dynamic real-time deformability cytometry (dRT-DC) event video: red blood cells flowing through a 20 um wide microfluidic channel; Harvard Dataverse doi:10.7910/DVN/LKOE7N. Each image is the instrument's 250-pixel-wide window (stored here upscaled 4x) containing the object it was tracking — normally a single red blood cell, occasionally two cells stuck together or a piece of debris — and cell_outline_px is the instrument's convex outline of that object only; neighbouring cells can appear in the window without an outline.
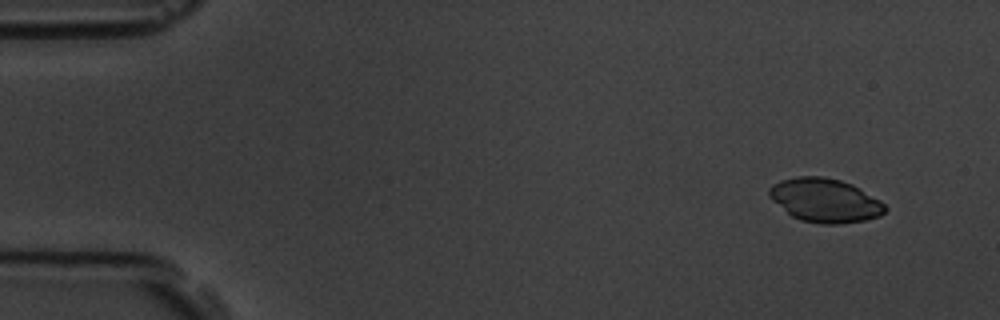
{"species": "common noctule bat (a hibernating species)", "species_latin": "Nyctalus noctula", "temperature_condition": "room temperature", "stored_images_in_passage": 9, "camera_frame_rate_fps": 3000, "um_per_image_px": 0.085, "animal": {"sex": "male", "body_mass_g": 19.5, "forearm_length_mm": 54.6}, "frame": {"image": 1, "passage_image": 1, "time_ms": 0.0, "image_size_px": [1000, 320], "cell_outline_px": [[888, 208], [880, 216], [864, 220], [840, 224], [820, 224], [800, 220], [792, 216], [772, 200], [768, 196], [768, 188], [772, 184], [780, 180], [796, 176], [824, 176], [840, 180], [852, 184], [860, 188], [880, 200]], "centroid_in_image_um": [70.11, 17.02], "position_along_channel_um": 14.9, "area_um2": 29.77}}